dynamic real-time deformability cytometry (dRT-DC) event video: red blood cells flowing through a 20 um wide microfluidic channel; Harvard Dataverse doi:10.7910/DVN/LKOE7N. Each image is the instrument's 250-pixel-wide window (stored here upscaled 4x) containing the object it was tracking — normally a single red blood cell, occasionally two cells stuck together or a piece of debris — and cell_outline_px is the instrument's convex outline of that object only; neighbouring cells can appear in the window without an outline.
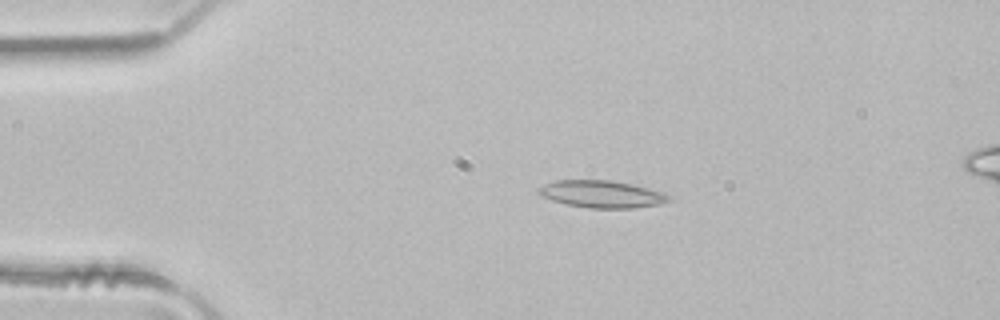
{"species": "common noctule bat (a hibernating species)", "species_latin": "Nyctalus noctula", "temperature_condition": "room temperature", "stored_images_in_passage": 4, "segment_of_instrument_passage": [1, 2], "camera_frame_rate_fps": 3000, "um_per_image_px": 0.085, "animal": {"sex": "male", "body_mass_g": 21.5, "forearm_length_mm": 52.0}, "frame": {"image": 1, "passage_image": 2, "time_ms": 0.333, "image_size_px": [1000, 320], "cell_outline_px": [[672, 200], [660, 204], [632, 208], [588, 208], [568, 204], [552, 200], [536, 192], [536, 188], [544, 184], [556, 180], [608, 180], [632, 184], [664, 192], [672, 196]], "centroid_in_image_um": [51.17, 16.49], "position_along_channel_um": 33.8, "area_um2": 20.69}}